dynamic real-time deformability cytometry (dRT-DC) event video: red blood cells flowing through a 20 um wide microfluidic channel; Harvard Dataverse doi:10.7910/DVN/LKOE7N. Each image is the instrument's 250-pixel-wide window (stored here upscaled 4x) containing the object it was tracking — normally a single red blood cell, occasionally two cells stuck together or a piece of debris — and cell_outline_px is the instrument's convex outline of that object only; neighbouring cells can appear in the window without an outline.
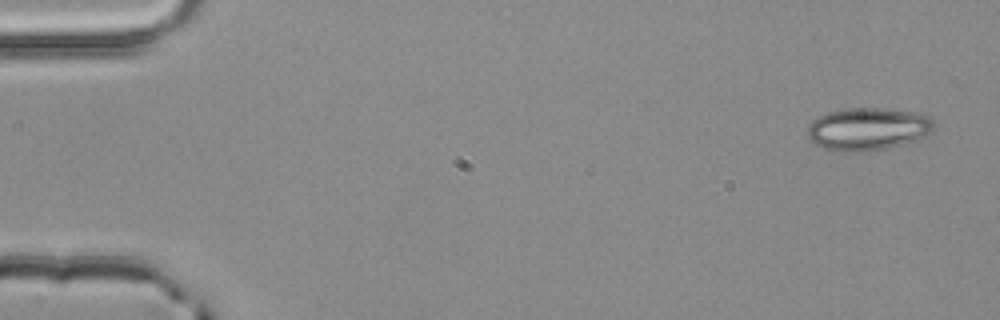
{"species": "common noctule bat (a hibernating species)", "species_latin": "Nyctalus noctula", "temperature_condition": "room temperature", "stored_images_in_passage": 4, "camera_frame_rate_fps": 3000, "um_per_image_px": 0.085, "animal": {"sex": "male", "body_mass_g": 20.4}, "frame": {"image": 1, "passage_image": 1, "time_ms": 0.0, "image_size_px": [1000, 320], "cell_outline_px": [[936, 128], [920, 140], [888, 148], [824, 148], [812, 144], [808, 140], [804, 132], [808, 124], [812, 120], [828, 112], [848, 108], [888, 108], [912, 112], [928, 116], [936, 124]], "centroid_in_image_um": [73.78, 10.91], "position_along_channel_um": 11.2, "area_um2": 30.98}}